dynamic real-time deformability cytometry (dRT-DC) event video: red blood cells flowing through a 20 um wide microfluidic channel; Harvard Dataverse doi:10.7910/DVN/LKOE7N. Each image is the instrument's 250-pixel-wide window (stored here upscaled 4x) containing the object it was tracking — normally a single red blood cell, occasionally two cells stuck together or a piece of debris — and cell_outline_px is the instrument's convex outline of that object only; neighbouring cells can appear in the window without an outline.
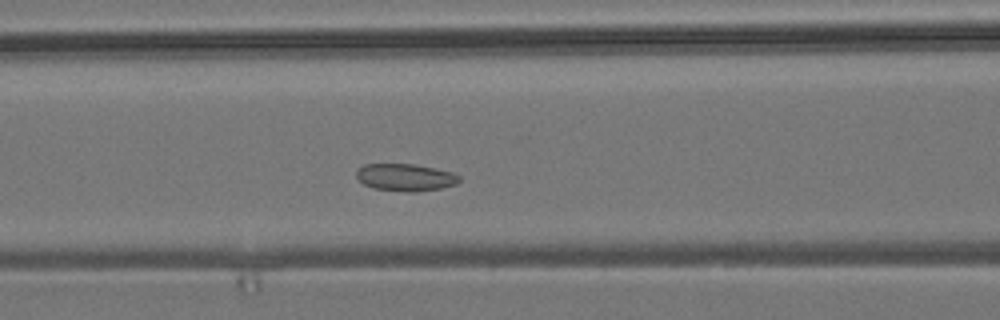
{"species": "common noctule bat (a hibernating species)", "species_latin": "Nyctalus noctula", "temperature_condition": "room temperature", "stored_images_in_passage": 47, "camera_frame_rate_fps": 3000, "um_per_image_px": 0.085, "animal": {"sex": "male", "body_mass_g": 19.2, "forearm_length_mm": 51.8}, "frame": {"image": 1, "passage_image": 15, "time_ms": 4.667, "image_size_px": [1000, 320], "cell_outline_px": [[460, 180], [456, 184], [440, 188], [416, 192], [372, 188], [364, 184], [356, 176], [356, 172], [364, 164], [416, 164], [452, 172], [460, 176]], "centroid_in_image_um": [34.47, 15.07], "position_along_channel_um": 132.1, "area_um2": 16.18}}
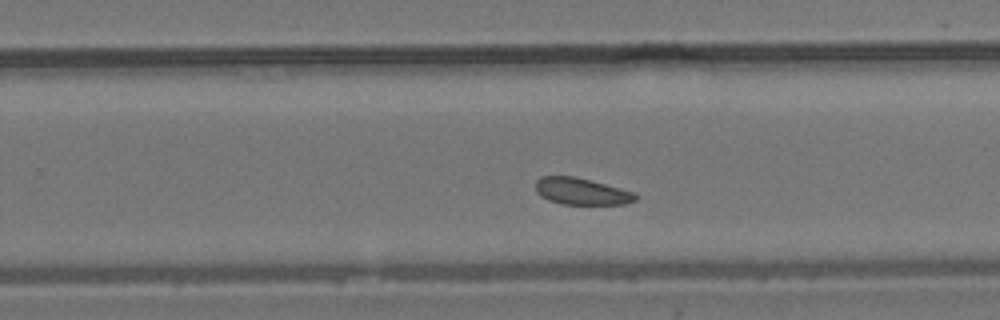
{"frame": {"image": 2, "passage_image": 27, "time_ms": 8.667, "image_size_px": [1000, 320], "cell_outline_px": [[636, 200], [624, 204], [560, 204], [548, 200], [540, 196], [536, 192], [536, 180], [540, 176], [572, 176], [636, 192]], "centroid_in_image_um": [49.39, 16.27], "position_along_channel_um": 280.4, "area_um2": 15.49}}
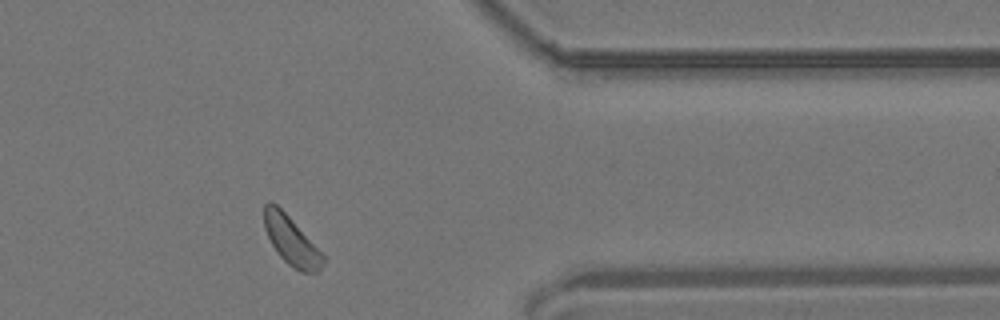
{"frame": {"image": 3, "passage_image": 37, "time_ms": 12.0, "image_size_px": [1000, 320], "cell_outline_px": [[324, 264], [316, 272], [300, 272], [292, 268], [276, 252], [264, 228], [264, 204], [268, 200], [272, 200], [288, 216], [324, 256]], "centroid_in_image_um": [24.72, 20.46], "position_along_channel_um": 386.7, "area_um2": 16.36}, "authors_computed_cell_mechanics": {"area_um2": 16.762, "velocity_mm_per_s": 3.7133, "shape_relaxation_time_tau1_ms": null, "shape_relaxation_time_tau2_ms": 5.6601, "deformation_change_tau1": null, "deformation_change_tau2": 0.0767}}